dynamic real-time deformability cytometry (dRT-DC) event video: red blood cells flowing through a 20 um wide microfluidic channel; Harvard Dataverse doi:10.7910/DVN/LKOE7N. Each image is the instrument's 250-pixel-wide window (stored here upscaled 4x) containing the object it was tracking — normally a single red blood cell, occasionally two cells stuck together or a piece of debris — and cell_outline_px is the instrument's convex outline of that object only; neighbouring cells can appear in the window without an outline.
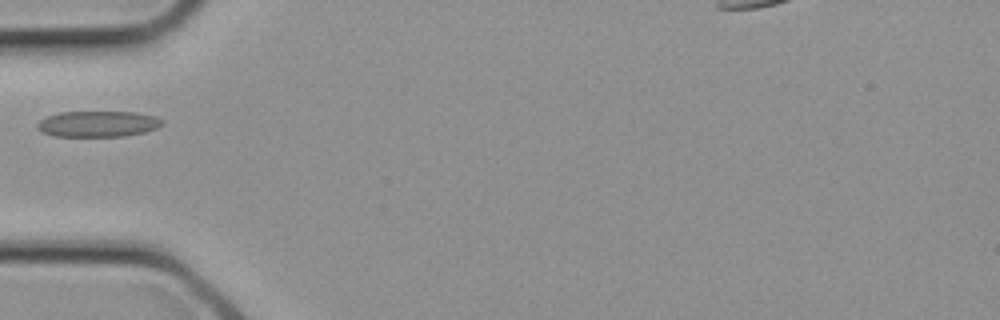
{"species": "common noctule bat (a hibernating species)", "species_latin": "Nyctalus noctula", "temperature_condition": "cold", "stored_images_in_passage": 3, "segment_of_instrument_passage": [1, 2], "camera_frame_rate_fps": 3000, "um_per_image_px": 0.085, "animal": {"sex": "female", "body_mass_g": 21.9}, "frame": {"image": 1, "passage_image": 2, "time_ms": 0.333, "image_size_px": [1000, 320], "cell_outline_px": [[164, 124], [156, 128], [144, 132], [124, 136], [52, 136], [40, 132], [36, 128], [36, 124], [40, 120], [48, 116], [60, 112], [136, 112], [156, 116], [164, 120]], "centroid_in_image_um": [8.32, 10.53], "position_along_channel_um": 76.7, "area_um2": 19.02}}